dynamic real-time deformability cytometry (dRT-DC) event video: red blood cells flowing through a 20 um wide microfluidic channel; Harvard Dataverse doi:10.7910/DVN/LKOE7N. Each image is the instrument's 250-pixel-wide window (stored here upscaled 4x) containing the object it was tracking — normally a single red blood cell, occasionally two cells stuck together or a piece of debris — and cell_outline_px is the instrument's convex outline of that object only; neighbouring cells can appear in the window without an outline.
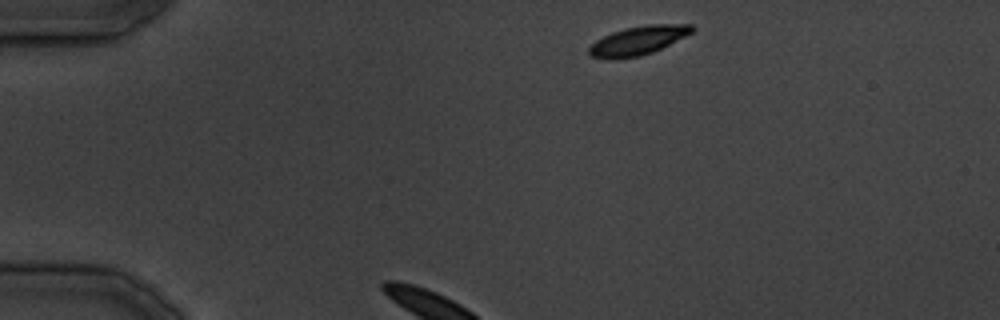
{"species": "common noctule bat (a hibernating species)", "species_latin": "Nyctalus noctula", "temperature_condition": "cold", "stored_images_in_passage": 25, "camera_frame_rate_fps": 3000, "um_per_image_px": 0.085, "animal": {"sex": "male", "body_mass_g": 19.5, "forearm_length_mm": 54.6}, "frame": {"image": 1, "passage_image": 1, "time_ms": 0.0, "image_size_px": [1000, 320], "cell_outline_px": [[696, 28], [692, 32], [652, 52], [640, 56], [616, 60], [608, 60], [592, 56], [588, 52], [588, 48], [596, 40], [612, 32], [624, 28], [648, 24], [692, 24]], "centroid_in_image_um": [54.2, 3.45], "position_along_channel_um": 30.8, "area_um2": 17.28}}